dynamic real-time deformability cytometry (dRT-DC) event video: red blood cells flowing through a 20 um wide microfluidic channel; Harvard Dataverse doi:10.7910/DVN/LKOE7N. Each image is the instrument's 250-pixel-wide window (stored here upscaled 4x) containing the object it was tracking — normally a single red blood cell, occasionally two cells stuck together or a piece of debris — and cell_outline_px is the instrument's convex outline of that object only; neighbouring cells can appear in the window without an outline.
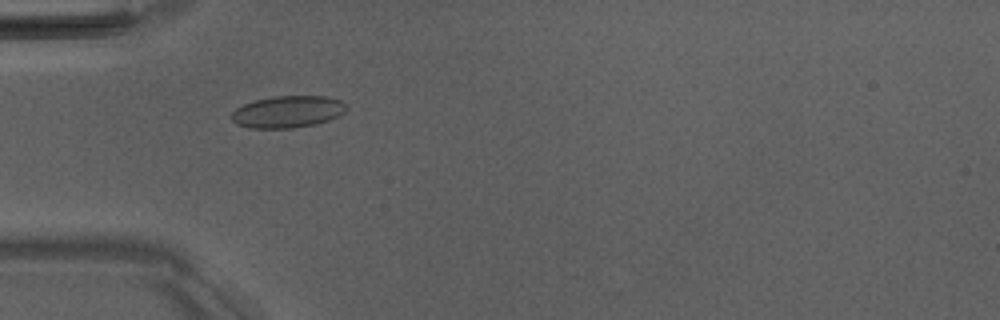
{"species": "Egyptian fruit bat (a non-hibernating species)", "species_latin": "Rousettus aegyptiacus", "temperature_condition": "room temperature", "stored_images_in_passage": 52, "camera_frame_rate_fps": 3000, "um_per_image_px": 0.085, "animal": {"sex": "male"}, "frame": {"image": 1, "passage_image": 17, "time_ms": 5.333, "image_size_px": [1000, 320], "cell_outline_px": [[344, 112], [328, 120], [316, 124], [292, 128], [252, 128], [236, 124], [232, 120], [232, 112], [236, 108], [244, 104], [256, 100], [272, 96], [328, 96], [340, 100], [344, 104]], "centroid_in_image_um": [24.42, 9.5], "position_along_channel_um": 60.6, "area_um2": 21.15}}
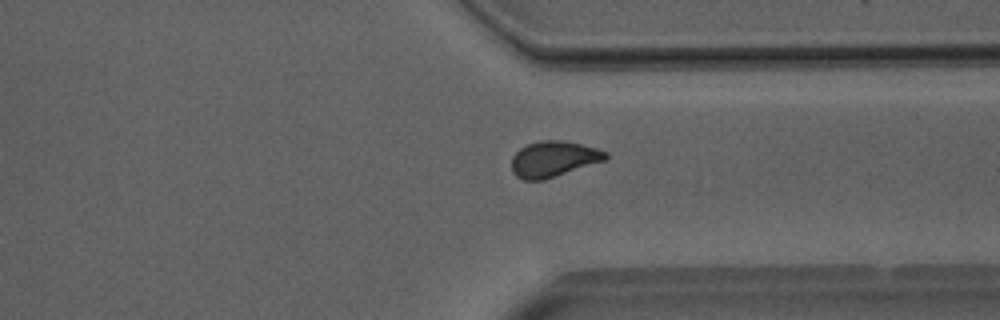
{"frame": {"image": 2, "passage_image": 40, "time_ms": 13.0, "image_size_px": [1000, 320], "cell_outline_px": [[608, 156], [604, 160], [544, 180], [524, 180], [516, 176], [512, 172], [512, 156], [520, 148], [528, 144], [540, 140], [564, 140], [596, 148], [608, 152]], "centroid_in_image_um": [47.02, 13.51], "position_along_channel_um": 364.4, "area_um2": 19.48}}
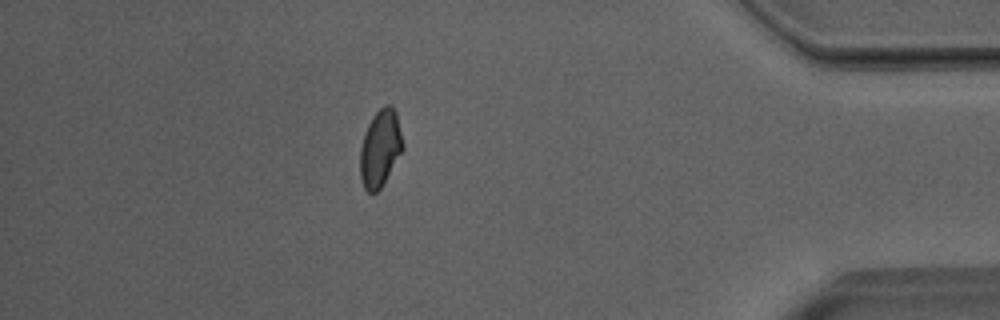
{"frame": {"image": 3, "passage_image": 46, "time_ms": 15.0, "image_size_px": [1000, 320], "cell_outline_px": [[404, 148], [380, 188], [376, 192], [368, 192], [364, 188], [360, 176], [360, 148], [368, 124], [372, 116], [384, 104], [392, 104], [396, 112], [404, 144]], "centroid_in_image_um": [32.32, 12.57], "position_along_channel_um": 402.9, "area_um2": 19.07}, "authors_computed_cell_mechanics": {"area_um2": 19.6809, "velocity_mm_per_s": 4.0109, "shape_relaxation_time_tau1_ms": null, "shape_relaxation_time_tau2_ms": 1.5025, "deformation_change_tau1": null, "deformation_change_tau2": 0.0625}}